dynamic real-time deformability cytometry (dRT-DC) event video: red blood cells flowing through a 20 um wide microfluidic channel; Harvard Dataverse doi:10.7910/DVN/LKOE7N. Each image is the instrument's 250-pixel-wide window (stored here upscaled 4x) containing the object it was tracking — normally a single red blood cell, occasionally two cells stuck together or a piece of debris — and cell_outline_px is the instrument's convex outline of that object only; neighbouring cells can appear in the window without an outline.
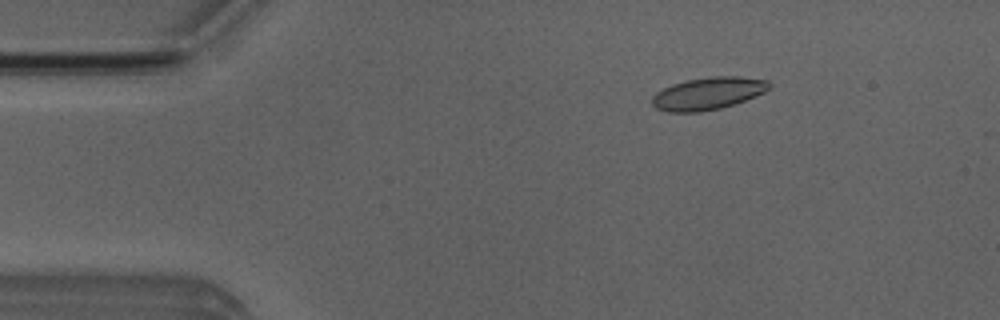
{"species": "Egyptian fruit bat (a non-hibernating species)", "species_latin": "Rousettus aegyptiacus", "temperature_condition": "room temperature", "stored_images_in_passage": 50, "camera_frame_rate_fps": 3000, "um_per_image_px": 0.085, "animal": {"sex": "male"}, "frame": {"image": 1, "passage_image": 8, "time_ms": 2.333, "image_size_px": [1000, 320], "cell_outline_px": [[772, 88], [756, 96], [736, 104], [720, 108], [700, 112], [668, 112], [656, 108], [652, 104], [652, 96], [656, 92], [672, 84], [688, 80], [712, 76], [740, 76], [768, 80], [772, 84]], "centroid_in_image_um": [60.22, 7.94], "position_along_channel_um": 24.8, "area_um2": 22.31}}
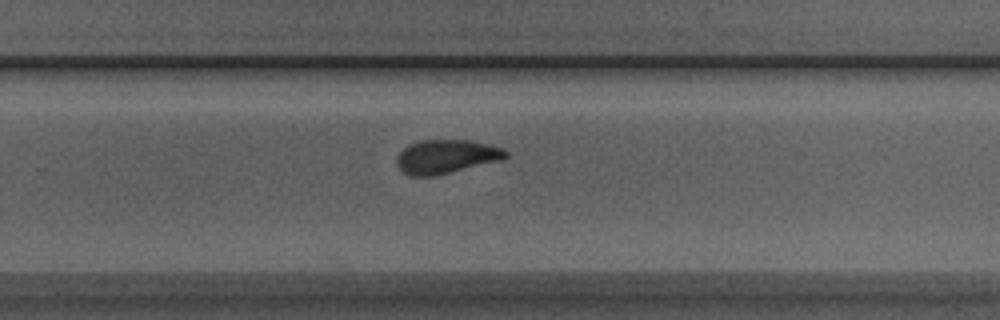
{"frame": {"image": 2, "passage_image": 33, "time_ms": 10.667, "image_size_px": [1000, 320], "cell_outline_px": [[508, 156], [504, 160], [436, 176], [408, 176], [400, 172], [396, 164], [396, 156], [408, 144], [420, 140], [468, 140], [488, 144], [504, 148], [508, 152]], "centroid_in_image_um": [37.92, 13.33], "position_along_channel_um": 291.9, "area_um2": 22.02}}
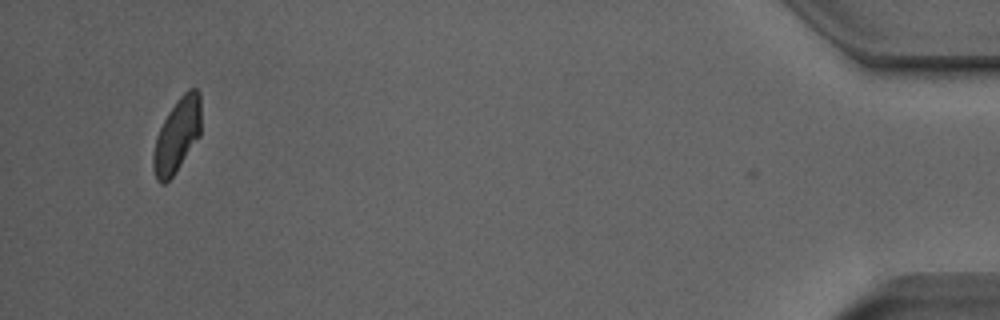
{"frame": {"image": 3, "passage_image": 49, "time_ms": 16.0, "image_size_px": [1000, 320], "cell_outline_px": [[200, 136], [172, 176], [164, 184], [160, 184], [156, 180], [152, 168], [152, 156], [156, 136], [168, 112], [176, 100], [188, 88], [196, 88], [200, 92]], "centroid_in_image_um": [15.03, 11.49], "position_along_channel_um": 420.2, "area_um2": 20.63}, "authors_computed_cell_mechanics": {"area_um2": 21.8484, "velocity_mm_per_s": 3.9784, "shape_relaxation_time_tau1_ms": 4.9648, "shape_relaxation_time_tau2_ms": 1.3374, "deformation_change_tau1": 0.1352, "deformation_change_tau2": 0.0512}}